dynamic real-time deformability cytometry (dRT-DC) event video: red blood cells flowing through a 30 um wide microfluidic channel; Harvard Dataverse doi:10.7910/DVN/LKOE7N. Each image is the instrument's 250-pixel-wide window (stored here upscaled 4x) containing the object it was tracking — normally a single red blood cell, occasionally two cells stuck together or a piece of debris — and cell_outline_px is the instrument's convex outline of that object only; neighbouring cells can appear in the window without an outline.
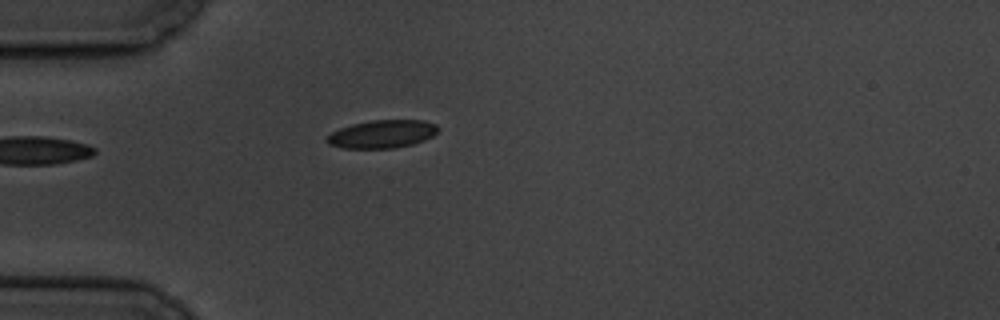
{"species": "common noctule bat (a hibernating species)", "species_latin": "Nyctalus noctula", "temperature_condition": "cold", "stored_images_in_passage": 6, "camera_frame_rate_fps": 3000, "um_per_image_px": 0.085, "animal": {"sex": "male", "body_mass_g": 19.5, "forearm_length_mm": 54.6}, "frame": {"image": 1, "passage_image": 6, "time_ms": 5.667, "image_size_px": [1000, 320], "cell_outline_px": [[440, 128], [432, 136], [424, 140], [412, 144], [396, 148], [344, 148], [328, 144], [328, 136], [332, 132], [340, 128], [352, 124], [372, 120], [424, 120], [436, 124]], "centroid_in_image_um": [32.52, 11.39], "position_along_channel_um": 52.5, "area_um2": 18.03}}